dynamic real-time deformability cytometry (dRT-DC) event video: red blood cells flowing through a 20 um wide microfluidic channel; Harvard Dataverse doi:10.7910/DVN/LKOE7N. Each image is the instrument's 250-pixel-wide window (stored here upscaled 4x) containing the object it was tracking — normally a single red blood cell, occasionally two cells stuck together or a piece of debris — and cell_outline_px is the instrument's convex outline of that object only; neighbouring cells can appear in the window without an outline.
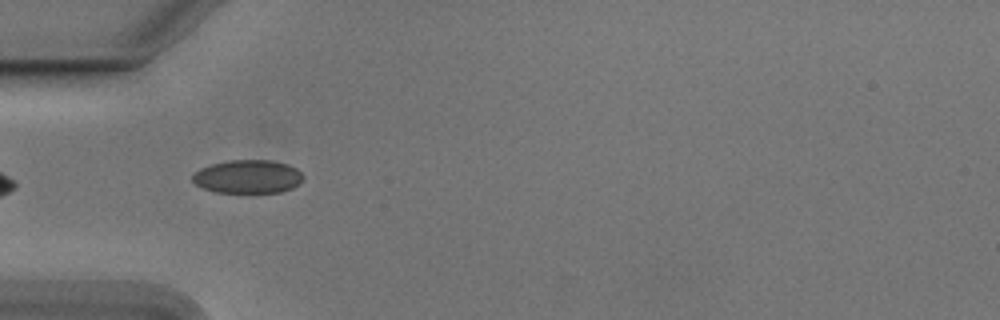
{"species": "Egyptian fruit bat (a non-hibernating species)", "species_latin": "Rousettus aegyptiacus", "temperature_condition": "cold", "stored_images_in_passage": 25, "camera_frame_rate_fps": 3000, "um_per_image_px": 0.085, "animal": {"sex": "male"}, "frame": {"image": 1, "passage_image": 2, "time_ms": 0.333, "image_size_px": [1000, 320], "cell_outline_px": [[304, 176], [292, 188], [280, 192], [216, 192], [204, 188], [196, 184], [192, 180], [192, 176], [200, 168], [212, 164], [228, 160], [272, 160], [288, 164], [296, 168]], "centroid_in_image_um": [21.06, 15.0], "position_along_channel_um": 63.9, "area_um2": 21.33}}
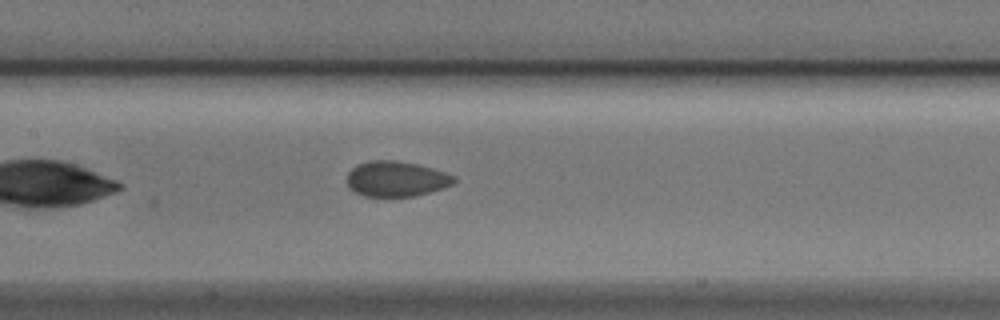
{"frame": {"image": 2, "passage_image": 11, "time_ms": 3.333, "image_size_px": [1000, 320], "cell_outline_px": [[456, 180], [452, 184], [444, 188], [416, 196], [364, 196], [356, 192], [348, 184], [348, 172], [356, 164], [368, 160], [396, 160], [416, 164], [432, 168], [456, 176]], "centroid_in_image_um": [33.69, 15.19], "position_along_channel_um": 173.7, "area_um2": 22.02}}
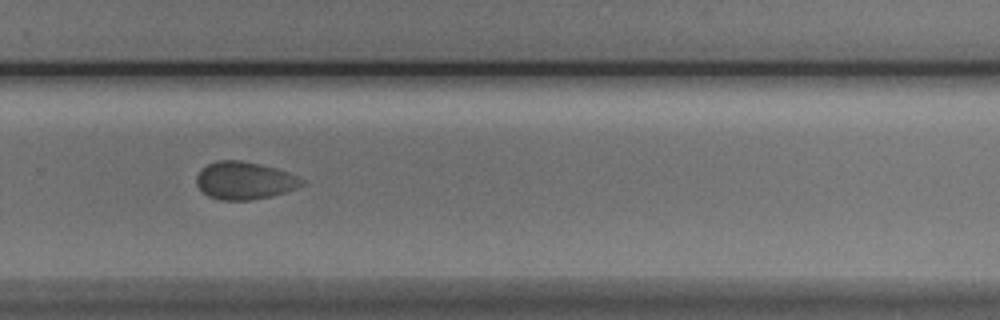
{"frame": {"image": 3, "passage_image": 22, "time_ms": 7.0, "image_size_px": [1000, 320], "cell_outline_px": [[304, 184], [296, 188], [284, 192], [252, 200], [220, 200], [208, 196], [196, 184], [196, 176], [200, 168], [216, 160], [240, 160], [260, 164], [276, 168], [288, 172], [304, 180]], "centroid_in_image_um": [20.74, 15.34], "position_along_channel_um": 309.1, "area_um2": 23.06}}